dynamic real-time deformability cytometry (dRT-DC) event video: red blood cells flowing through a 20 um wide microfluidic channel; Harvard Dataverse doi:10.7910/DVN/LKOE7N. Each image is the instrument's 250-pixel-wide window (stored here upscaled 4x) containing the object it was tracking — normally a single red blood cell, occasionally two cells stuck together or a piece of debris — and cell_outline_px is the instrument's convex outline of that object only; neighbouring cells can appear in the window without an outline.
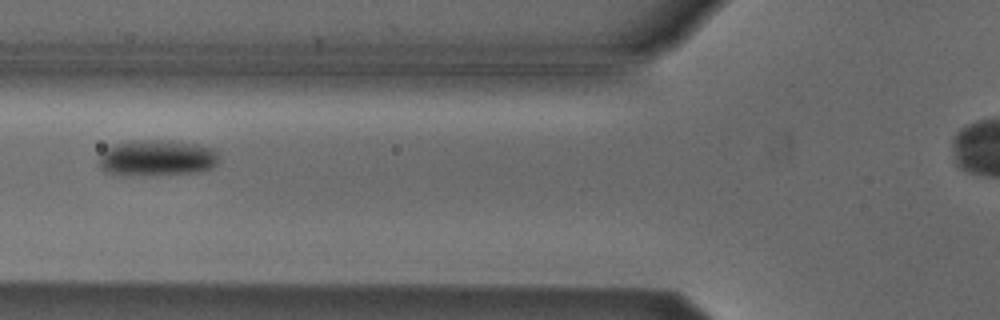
{"species": "Egyptian fruit bat (a non-hibernating species)", "species_latin": "Rousettus aegyptiacus", "temperature_condition": "cold", "stored_images_in_passage": 38, "camera_frame_rate_fps": 3000, "um_per_image_px": 0.085, "animal": {"sex": "male"}, "frame": {"image": 1, "passage_image": 10, "time_ms": 3.0, "image_size_px": [1000, 320], "cell_outline_px": [[216, 164], [212, 168], [196, 172], [120, 176], [116, 176], [100, 168], [100, 156], [108, 148], [116, 144], [132, 140], [172, 140], [200, 144], [216, 148]], "centroid_in_image_um": [13.35, 13.41], "position_along_channel_um": 112.5, "area_um2": 25.26}}
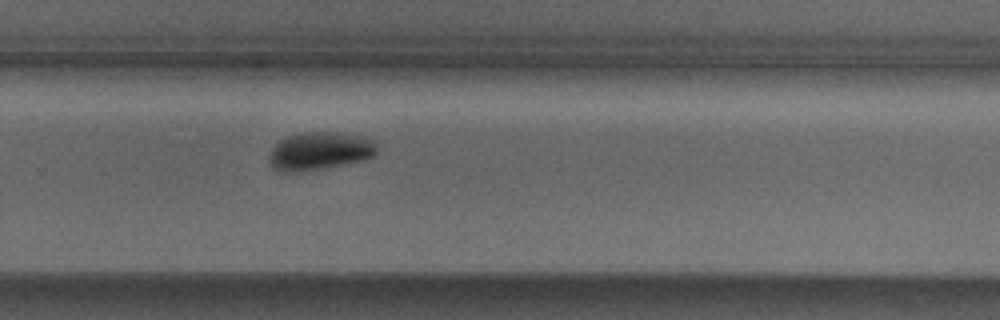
{"frame": {"image": 2, "passage_image": 25, "time_ms": 8.0, "image_size_px": [1000, 320], "cell_outline_px": [[376, 152], [372, 156], [364, 160], [316, 168], [288, 172], [276, 168], [268, 160], [268, 156], [272, 148], [280, 140], [288, 136], [300, 132], [344, 132], [368, 136], [376, 144]], "centroid_in_image_um": [27.21, 12.78], "position_along_channel_um": 302.6, "area_um2": 23.47}}
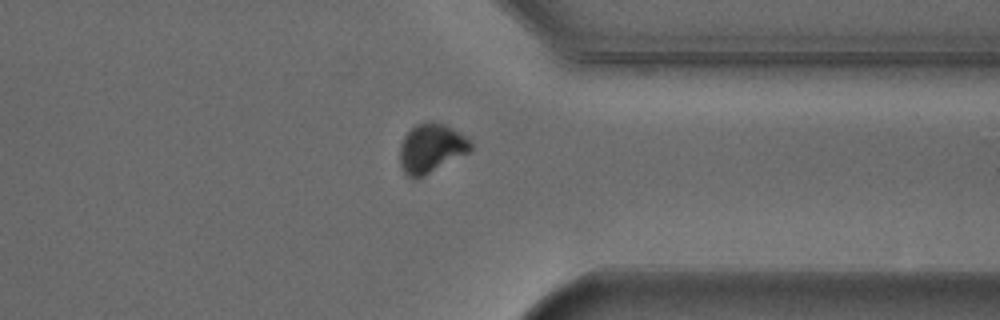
{"frame": {"image": 3, "passage_image": 31, "time_ms": 10.0, "image_size_px": [1000, 320], "cell_outline_px": [[472, 148], [468, 152], [412, 180], [404, 172], [400, 164], [400, 144], [404, 136], [416, 124], [428, 120], [444, 124], [468, 136], [472, 144]], "centroid_in_image_um": [36.64, 12.55], "position_along_channel_um": 374.8, "area_um2": 19.94}, "authors_computed_cell_mechanics": {"area_um2": 23.8136, "velocity_mm_per_s": 3.8152, "shape_relaxation_time_tau1_ms": 3.218, "shape_relaxation_time_tau2_ms": null, "deformation_change_tau1": 0.0991, "deformation_change_tau2": null}}